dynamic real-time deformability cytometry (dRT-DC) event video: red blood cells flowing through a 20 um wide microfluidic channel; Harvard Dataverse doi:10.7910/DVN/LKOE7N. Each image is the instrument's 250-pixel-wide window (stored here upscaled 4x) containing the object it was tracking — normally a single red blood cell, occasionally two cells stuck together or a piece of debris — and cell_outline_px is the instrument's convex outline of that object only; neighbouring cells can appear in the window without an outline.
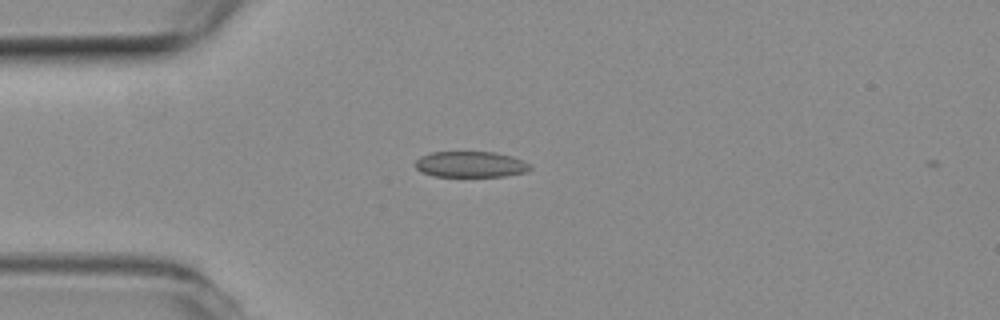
{"species": "common noctule bat (a hibernating species)", "species_latin": "Nyctalus noctula", "temperature_condition": "room temperature", "stored_images_in_passage": 41, "camera_frame_rate_fps": 3000, "um_per_image_px": 0.085, "animal": {"sex": "female", "body_mass_g": 19.3, "forearm_length_mm": 54.1}, "frame": {"image": 1, "passage_image": 1, "time_ms": 0.0, "image_size_px": [1000, 320], "cell_outline_px": [[532, 168], [524, 172], [504, 176], [432, 176], [420, 172], [416, 168], [416, 160], [420, 156], [432, 152], [496, 152], [512, 156], [528, 164]], "centroid_in_image_um": [39.95, 13.97], "position_along_channel_um": 45.0, "area_um2": 17.22}}
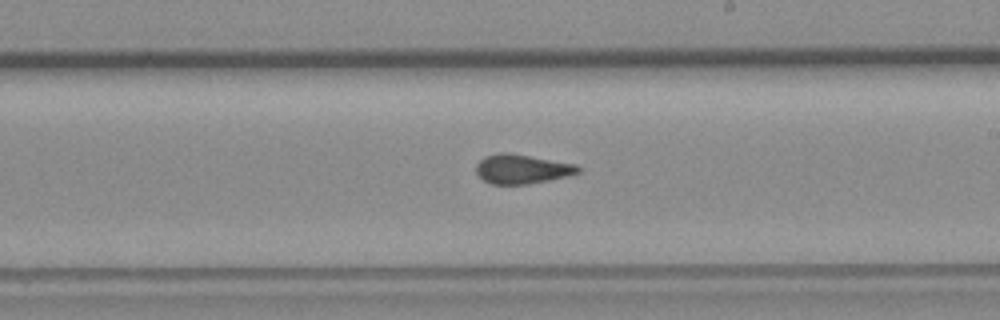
{"frame": {"image": 2, "passage_image": 18, "time_ms": 5.667, "image_size_px": [1000, 320], "cell_outline_px": [[580, 172], [568, 176], [528, 184], [492, 184], [484, 180], [476, 172], [476, 164], [484, 156], [500, 152], [508, 152], [576, 164], [580, 168]], "centroid_in_image_um": [44.36, 14.36], "position_along_channel_um": 244.6, "area_um2": 17.4}}
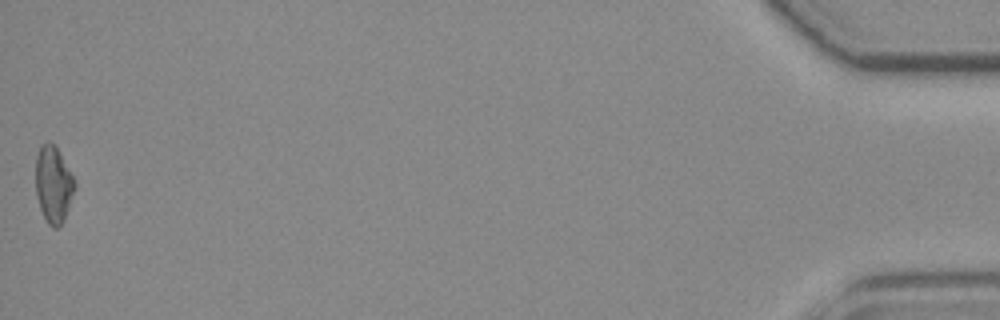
{"frame": {"image": 3, "passage_image": 41, "time_ms": 13.333, "image_size_px": [1000, 320], "cell_outline_px": [[76, 188], [64, 220], [56, 228], [52, 228], [48, 224], [40, 208], [36, 196], [36, 156], [40, 144], [48, 140], [56, 144], [76, 184]], "centroid_in_image_um": [4.53, 15.63], "position_along_channel_um": 430.7, "area_um2": 17.63}, "authors_computed_cell_mechanics": {"area_um2": 17.3978, "velocity_mm_per_s": 3.8029, "shape_relaxation_time_tau1_ms": null, "shape_relaxation_time_tau2_ms": 1.4836, "deformation_change_tau1": null, "deformation_change_tau2": 0.0876}}